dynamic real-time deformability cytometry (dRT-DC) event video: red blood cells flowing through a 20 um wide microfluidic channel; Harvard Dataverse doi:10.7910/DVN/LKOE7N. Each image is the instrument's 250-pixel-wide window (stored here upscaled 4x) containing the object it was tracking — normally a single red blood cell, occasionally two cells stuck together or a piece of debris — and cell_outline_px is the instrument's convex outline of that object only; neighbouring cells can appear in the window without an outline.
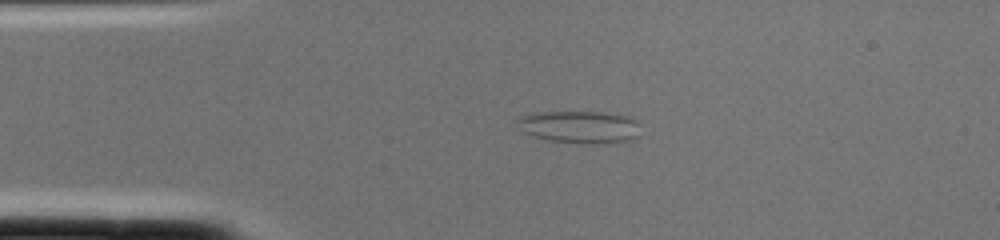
{"species": "common noctule bat (a hibernating species)", "species_latin": "Nyctalus noctula", "temperature_condition": "cold", "stored_images_in_passage": 1, "camera_frame_rate_fps": 3000, "um_per_image_px": 0.085, "animal": {"sex": "female", "body_mass_g": 22.0, "forearm_length_mm": 56.7}, "frame": {"image": 1, "passage_image": 1, "time_ms": 0.0, "image_size_px": [1000, 240], "cell_outline_px": [[636, 140], [604, 144], [588, 144], [548, 140], [532, 136], [524, 132], [516, 120], [520, 116], [536, 112], [604, 112], [632, 116], [636, 120]], "centroid_in_image_um": [49.29, 10.79], "position_along_channel_um": 35.7, "area_um2": 23.41}}